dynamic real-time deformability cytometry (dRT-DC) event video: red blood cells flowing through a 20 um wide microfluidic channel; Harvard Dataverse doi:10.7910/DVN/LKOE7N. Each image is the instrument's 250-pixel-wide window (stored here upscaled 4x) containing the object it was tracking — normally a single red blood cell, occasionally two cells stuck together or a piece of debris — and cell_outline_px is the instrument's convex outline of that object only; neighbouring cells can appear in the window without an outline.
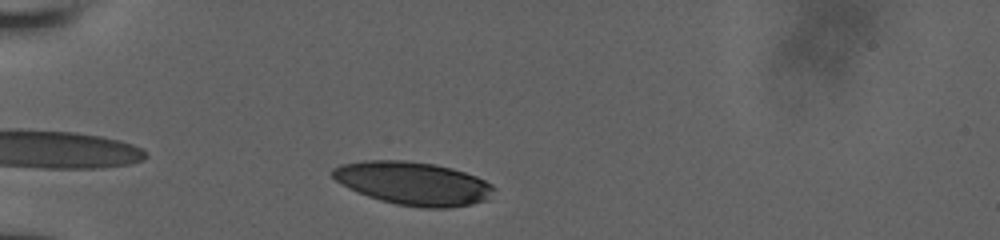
{"species": "human", "species_latin": "Homo sapiens", "temperature_condition": "room temperature", "stored_images_in_passage": 33, "camera_frame_rate_fps": 3000, "um_per_image_px": 0.085, "donor": {"sex": "male"}, "frame": {"image": 1, "passage_image": 3, "time_ms": 0.667, "image_size_px": [1000, 240], "cell_outline_px": [[496, 188], [488, 200], [472, 204], [448, 208], [424, 208], [396, 204], [380, 200], [368, 196], [348, 188], [336, 180], [332, 176], [332, 168], [340, 164], [364, 160], [404, 160], [436, 164], [452, 168], [476, 176], [492, 184]], "centroid_in_image_um": [35.14, 15.58], "position_along_channel_um": 49.9, "area_um2": 40.81}}
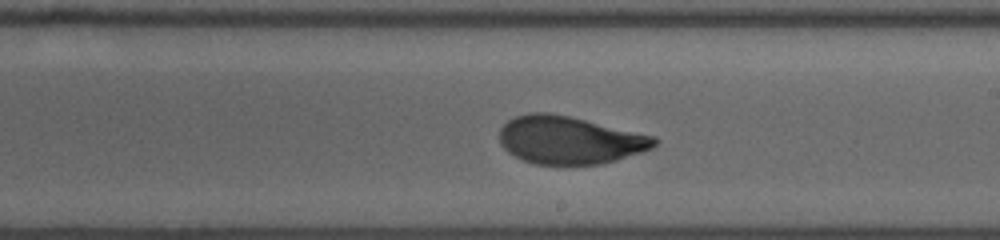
{"frame": {"image": 2, "passage_image": 20, "time_ms": 6.333, "image_size_px": [1000, 240], "cell_outline_px": [[660, 140], [652, 148], [616, 160], [600, 164], [532, 164], [508, 152], [500, 144], [500, 128], [508, 120], [516, 116], [532, 112], [548, 112], [568, 116], [656, 136]], "centroid_in_image_um": [48.41, 11.9], "position_along_channel_um": 240.6, "area_um2": 42.95}}
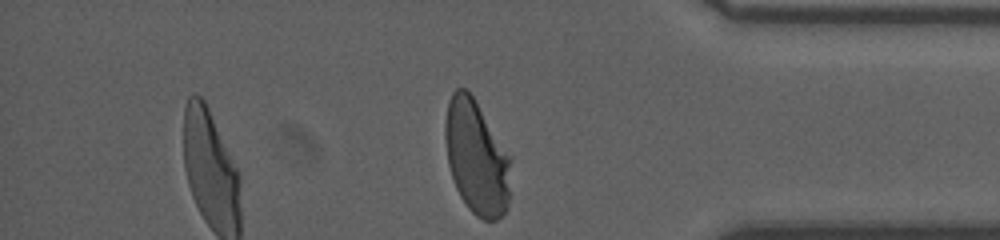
{"frame": {"image": 3, "passage_image": 33, "time_ms": 10.667, "image_size_px": [1000, 240], "cell_outline_px": [[512, 156], [508, 208], [496, 220], [484, 220], [476, 216], [468, 208], [460, 196], [456, 188], [448, 164], [444, 136], [444, 124], [448, 100], [452, 92], [456, 88], [468, 88]], "centroid_in_image_um": [40.51, 13.34], "position_along_channel_um": 394.7, "area_um2": 44.45}, "authors_computed_cell_mechanics": {"area_um2": 42.9454, "velocity_mm_per_s": 3.9108, "shape_relaxation_time_tau1_ms": 4.7613, "shape_relaxation_time_tau2_ms": 0.8775, "deformation_change_tau1": 0.1973, "deformation_change_tau2": 0.0638}}